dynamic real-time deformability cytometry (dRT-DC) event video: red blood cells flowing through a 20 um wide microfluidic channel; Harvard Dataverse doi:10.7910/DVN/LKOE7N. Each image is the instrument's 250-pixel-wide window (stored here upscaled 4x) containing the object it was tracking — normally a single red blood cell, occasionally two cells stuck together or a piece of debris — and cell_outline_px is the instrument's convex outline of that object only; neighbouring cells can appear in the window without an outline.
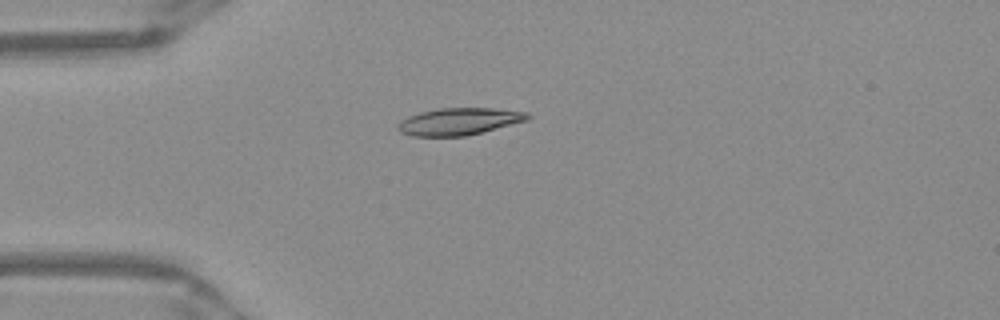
{"species": "Egyptian fruit bat (a non-hibernating species)", "species_latin": "Rousettus aegyptiacus", "temperature_condition": "warm", "stored_images_in_passage": 39, "camera_frame_rate_fps": 3000, "um_per_image_px": 0.085, "frame": {"image": 1, "passage_image": 1, "time_ms": 0.0, "image_size_px": [1000, 320], "cell_outline_px": [[532, 116], [528, 120], [464, 136], [412, 136], [400, 132], [396, 128], [396, 124], [400, 120], [408, 116], [420, 112], [436, 108], [492, 108], [528, 112]], "centroid_in_image_um": [38.98, 10.31], "position_along_channel_um": 46.0, "area_um2": 20.52}}
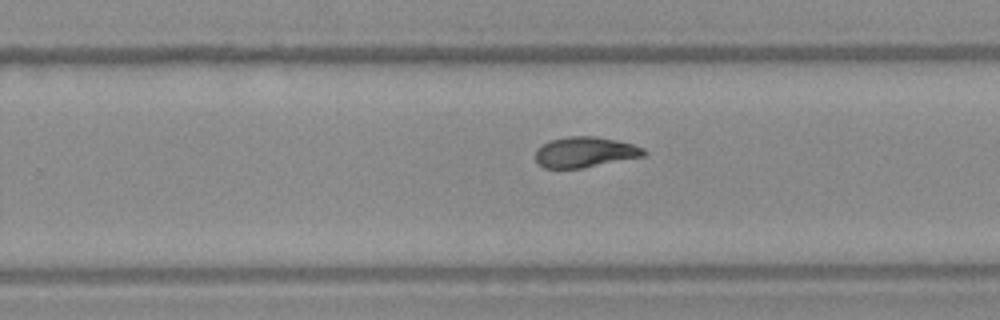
{"frame": {"image": 2, "passage_image": 20, "time_ms": 6.333, "image_size_px": [1000, 320], "cell_outline_px": [[648, 152], [644, 156], [580, 168], [544, 168], [536, 164], [536, 148], [548, 140], [568, 136], [596, 136], [616, 140], [632, 144], [644, 148]], "centroid_in_image_um": [49.69, 12.92], "position_along_channel_um": 280.1, "area_um2": 19.36}}
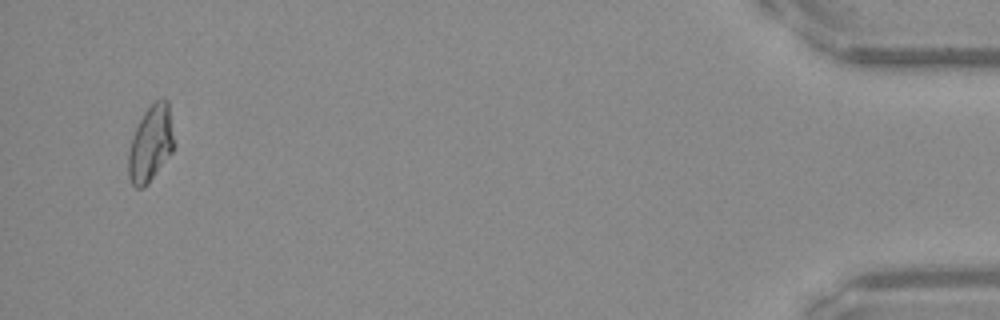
{"frame": {"image": 3, "passage_image": 37, "time_ms": 12.0, "image_size_px": [1000, 320], "cell_outline_px": [[176, 144], [172, 152], [144, 188], [136, 188], [132, 184], [128, 176], [128, 152], [132, 136], [144, 112], [156, 100], [168, 100]], "centroid_in_image_um": [12.82, 12.22], "position_along_channel_um": 422.4, "area_um2": 20.29}, "authors_computed_cell_mechanics": {"area_um2": 19.7676, "velocity_mm_per_s": 3.9541, "shape_relaxation_time_tau1_ms": 7.1534, "shape_relaxation_time_tau2_ms": 1.5496, "deformation_change_tau1": 0.2253, "deformation_change_tau2": 0.0706}}